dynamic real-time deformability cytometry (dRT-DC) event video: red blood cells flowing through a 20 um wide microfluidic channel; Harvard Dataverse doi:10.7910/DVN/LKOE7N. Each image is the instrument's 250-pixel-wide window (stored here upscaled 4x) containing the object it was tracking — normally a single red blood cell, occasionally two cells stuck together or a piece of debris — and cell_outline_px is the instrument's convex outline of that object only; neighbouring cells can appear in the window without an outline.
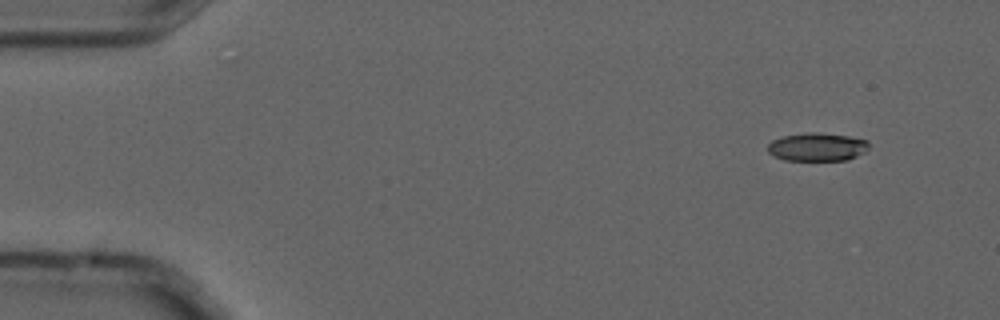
{"species": "common noctule bat (a hibernating species)", "species_latin": "Nyctalus noctula", "temperature_condition": "cold", "stored_images_in_passage": 5, "camera_frame_rate_fps": 3000, "um_per_image_px": 0.085, "animal": {"sex": "male", "forearm_length_mm": 52.5}, "frame": {"image": 1, "passage_image": 1, "time_ms": 0.0, "image_size_px": [1000, 320], "cell_outline_px": [[868, 148], [864, 152], [848, 160], [784, 160], [772, 156], [768, 152], [768, 144], [772, 140], [784, 136], [808, 132], [812, 132], [848, 136], [868, 140]], "centroid_in_image_um": [69.44, 12.5], "position_along_channel_um": 15.6, "area_um2": 16.59}}
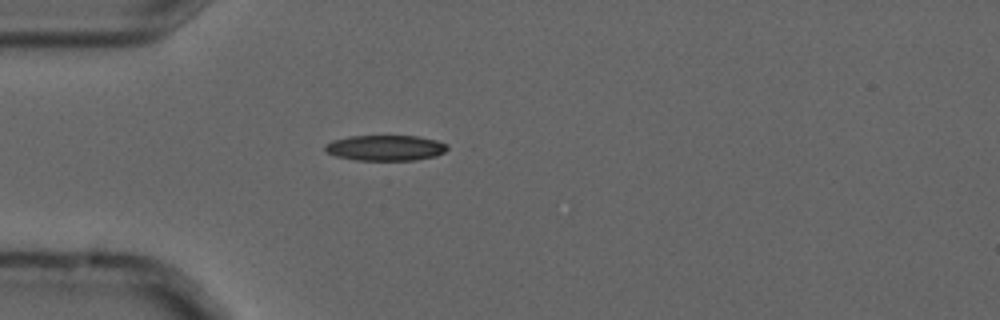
{"frame": {"image": 2, "passage_image": 4, "time_ms": 1.0, "image_size_px": [1000, 320], "cell_outline_px": [[448, 148], [444, 152], [436, 156], [416, 160], [356, 160], [336, 156], [328, 152], [324, 148], [324, 144], [332, 140], [348, 136], [416, 136], [436, 140], [448, 144]], "centroid_in_image_um": [32.76, 12.57], "position_along_channel_um": 52.2, "area_um2": 18.26}}